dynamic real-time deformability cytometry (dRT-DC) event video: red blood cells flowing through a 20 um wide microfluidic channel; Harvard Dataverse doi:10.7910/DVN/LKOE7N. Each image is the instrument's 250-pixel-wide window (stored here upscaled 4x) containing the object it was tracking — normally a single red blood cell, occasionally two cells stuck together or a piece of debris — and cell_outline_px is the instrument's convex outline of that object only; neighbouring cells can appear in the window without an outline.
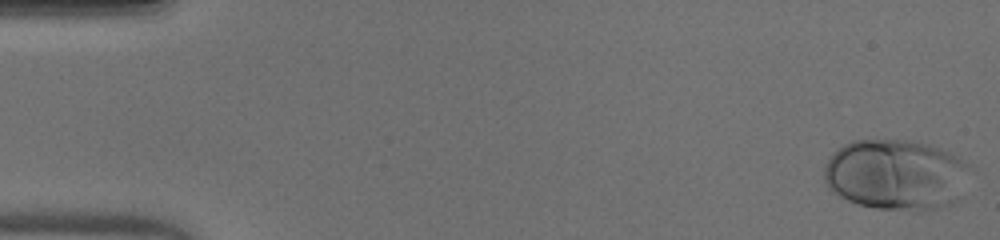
{"species": "human", "species_latin": "Homo sapiens", "temperature_condition": "warm", "stored_images_in_passage": 50, "camera_frame_rate_fps": 3000, "um_per_image_px": 0.085, "donor": {"sex": "male"}, "frame": {"image": 1, "passage_image": 1, "time_ms": 0.0, "image_size_px": [1000, 240], "cell_outline_px": [[968, 164], [960, 200], [952, 204], [936, 208], [916, 212], [876, 208], [860, 204], [848, 200], [832, 192], [828, 188], [824, 180], [824, 168], [832, 152], [844, 144], [852, 140], [904, 140], [928, 144], [948, 152], [956, 156]], "centroid_in_image_um": [76.12, 14.87], "position_along_channel_um": 8.9, "area_um2": 60.17}}
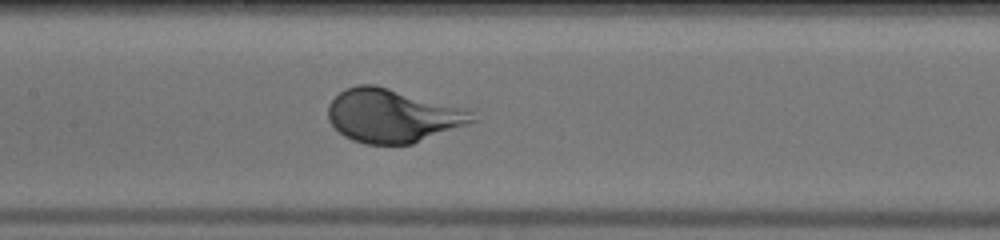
{"frame": {"image": 2, "passage_image": 24, "time_ms": 7.667, "image_size_px": [1000, 240], "cell_outline_px": [[480, 120], [412, 144], [364, 144], [352, 140], [344, 136], [328, 120], [328, 104], [344, 88], [356, 84], [376, 84], [464, 108]], "centroid_in_image_um": [33.35, 9.83], "position_along_channel_um": 174.0, "area_um2": 44.97}}
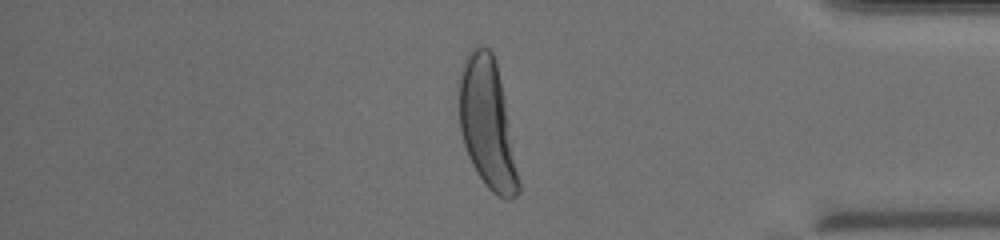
{"frame": {"image": 3, "passage_image": 42, "time_ms": 13.667, "image_size_px": [1000, 240], "cell_outline_px": [[520, 192], [516, 196], [508, 200], [504, 200], [492, 192], [484, 184], [476, 172], [468, 156], [460, 132], [456, 80], [464, 60], [468, 52], [476, 44], [480, 44], [488, 48], [492, 52], [496, 64], [504, 96], [520, 184]], "centroid_in_image_um": [41.37, 10.48], "position_along_channel_um": 393.8, "area_um2": 45.55}}